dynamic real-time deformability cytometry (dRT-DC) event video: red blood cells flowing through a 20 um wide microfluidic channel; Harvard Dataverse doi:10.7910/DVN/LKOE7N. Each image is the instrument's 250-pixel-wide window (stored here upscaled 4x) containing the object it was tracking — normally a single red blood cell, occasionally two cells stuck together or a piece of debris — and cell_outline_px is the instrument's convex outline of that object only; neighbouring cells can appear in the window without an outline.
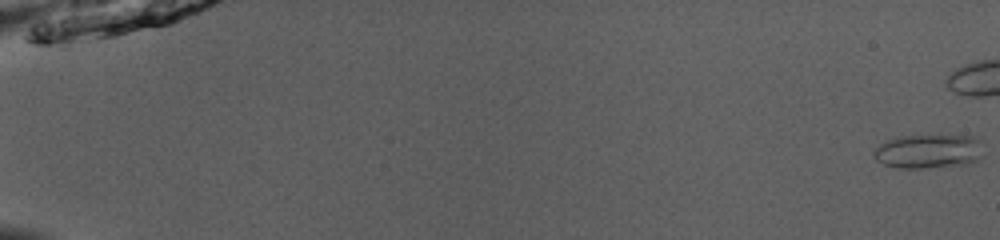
{"species": "common noctule bat (a hibernating species)", "species_latin": "Nyctalus noctula", "temperature_condition": "room temperature", "stored_images_in_passage": 21, "camera_frame_rate_fps": 3000, "um_per_image_px": 0.085, "animal": {"sex": "male", "body_mass_g": 13.0, "forearm_length_mm": 53.1}, "frame": {"image": 1, "passage_image": 1, "time_ms": 0.0, "image_size_px": [1000, 240], "cell_outline_px": [[980, 156], [976, 160], [968, 164], [920, 168], [896, 168], [884, 164], [876, 160], [872, 152], [880, 144], [888, 140], [900, 136], [976, 136], [980, 140]], "centroid_in_image_um": [78.88, 12.87], "position_along_channel_um": 6.1, "area_um2": 21.5}}